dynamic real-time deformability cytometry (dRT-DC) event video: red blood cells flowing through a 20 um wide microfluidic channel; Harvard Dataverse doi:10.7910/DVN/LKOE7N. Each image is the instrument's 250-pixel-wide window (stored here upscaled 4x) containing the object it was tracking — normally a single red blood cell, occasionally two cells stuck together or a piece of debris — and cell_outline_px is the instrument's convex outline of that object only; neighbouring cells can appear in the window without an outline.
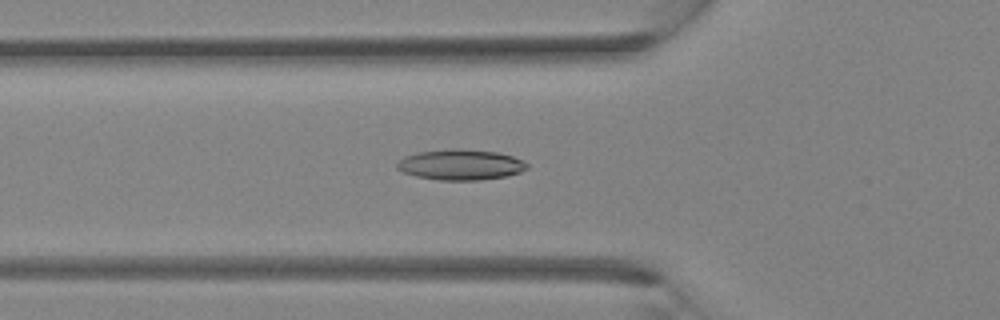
{"species": "Egyptian fruit bat (a non-hibernating species)", "species_latin": "Rousettus aegyptiacus", "temperature_condition": "room temperature", "stored_images_in_passage": 36, "camera_frame_rate_fps": 3000, "um_per_image_px": 0.085, "animal": {"sex": "female"}, "frame": {"image": 1, "passage_image": 12, "time_ms": 3.667, "image_size_px": [1000, 320], "cell_outline_px": [[528, 168], [520, 172], [508, 176], [480, 180], [440, 180], [416, 176], [404, 172], [396, 168], [396, 164], [404, 156], [420, 152], [456, 148], [460, 148], [496, 152], [512, 156], [528, 164]], "centroid_in_image_um": [39.16, 14.0], "position_along_channel_um": 86.6, "area_um2": 23.06}}
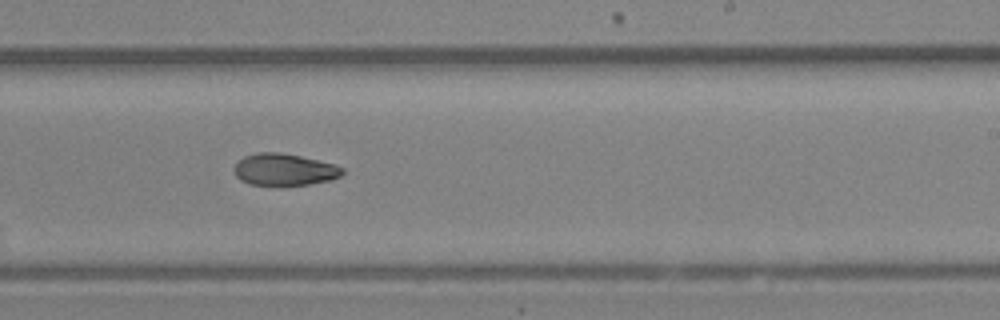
{"frame": {"image": 2, "passage_image": 22, "time_ms": 7.0, "image_size_px": [1000, 320], "cell_outline_px": [[344, 172], [340, 176], [332, 180], [308, 184], [248, 184], [240, 180], [236, 176], [236, 164], [244, 156], [256, 152], [280, 152], [300, 156], [336, 164], [344, 168]], "centroid_in_image_um": [24.21, 14.4], "position_along_channel_um": 264.8, "area_um2": 19.88}}
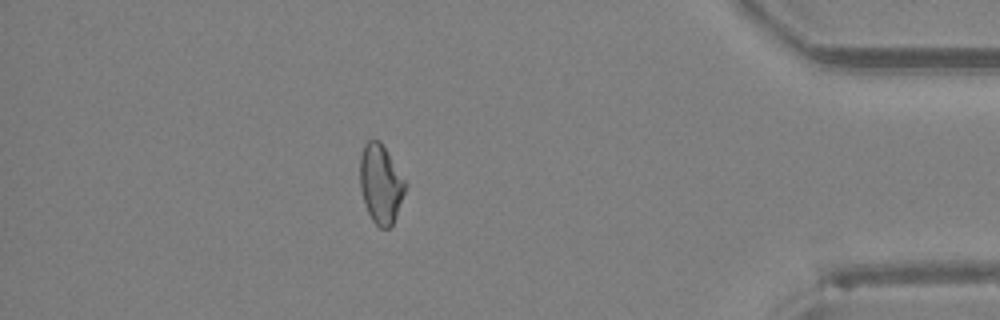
{"frame": {"image": 3, "passage_image": 32, "time_ms": 10.333, "image_size_px": [1000, 320], "cell_outline_px": [[408, 184], [396, 216], [392, 224], [388, 228], [380, 228], [372, 220], [368, 212], [360, 188], [360, 156], [364, 144], [368, 140], [380, 140]], "centroid_in_image_um": [32.37, 15.61], "position_along_channel_um": 402.8, "area_um2": 20.81}}